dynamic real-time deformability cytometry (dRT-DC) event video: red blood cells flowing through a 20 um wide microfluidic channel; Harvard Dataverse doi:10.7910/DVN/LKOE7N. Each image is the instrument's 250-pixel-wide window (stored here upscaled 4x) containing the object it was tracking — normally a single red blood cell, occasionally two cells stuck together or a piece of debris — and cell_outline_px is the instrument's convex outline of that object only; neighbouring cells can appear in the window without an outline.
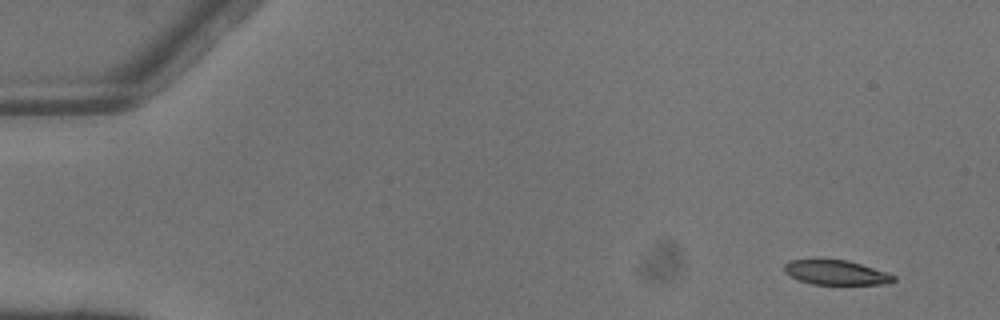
{"species": "common noctule bat (a hibernating species)", "species_latin": "Nyctalus noctula", "temperature_condition": "warm", "stored_images_in_passage": 2, "camera_frame_rate_fps": 3000, "um_per_image_px": 0.085, "animal": {"sex": "male", "body_mass_g": 13.3}, "frame": {"image": 1, "passage_image": 2, "time_ms": 0.333, "image_size_px": [1000, 320], "cell_outline_px": [[896, 280], [892, 284], [812, 284], [800, 280], [784, 272], [784, 264], [792, 260], [816, 256], [820, 256], [848, 260], [896, 276]], "centroid_in_image_um": [71.01, 23.11], "position_along_channel_um": 14.0, "area_um2": 16.24}}